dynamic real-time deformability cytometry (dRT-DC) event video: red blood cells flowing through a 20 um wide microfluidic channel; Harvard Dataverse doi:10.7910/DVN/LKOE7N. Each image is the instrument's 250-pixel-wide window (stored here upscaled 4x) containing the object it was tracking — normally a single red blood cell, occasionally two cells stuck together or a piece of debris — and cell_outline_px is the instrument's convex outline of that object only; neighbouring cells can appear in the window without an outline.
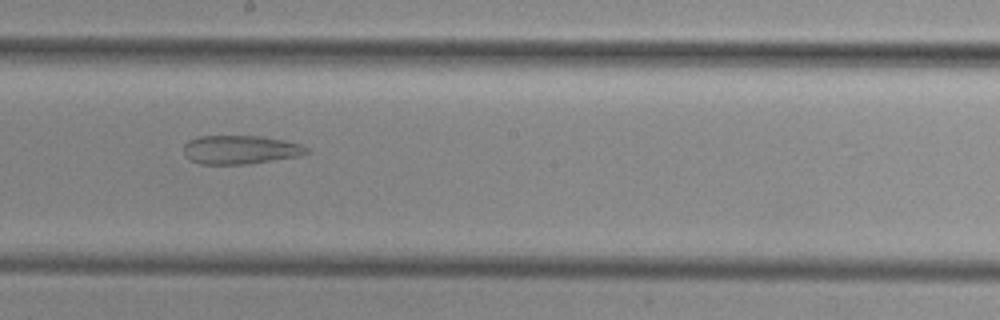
{"species": "common noctule bat (a hibernating species)", "species_latin": "Nyctalus noctula", "temperature_condition": "cold", "stored_images_in_passage": 43, "camera_frame_rate_fps": 3000, "um_per_image_px": 0.085, "animal": {"sex": "female", "body_mass_g": 29.2, "forearm_length_mm": 56.3}, "frame": {"image": 1, "passage_image": 22, "time_ms": 7.0, "image_size_px": [1000, 320], "cell_outline_px": [[308, 152], [300, 156], [248, 164], [200, 164], [184, 156], [184, 144], [188, 140], [200, 136], [260, 136], [284, 140], [300, 144], [308, 148]], "centroid_in_image_um": [20.42, 12.72], "position_along_channel_um": 227.8, "area_um2": 20.58}}
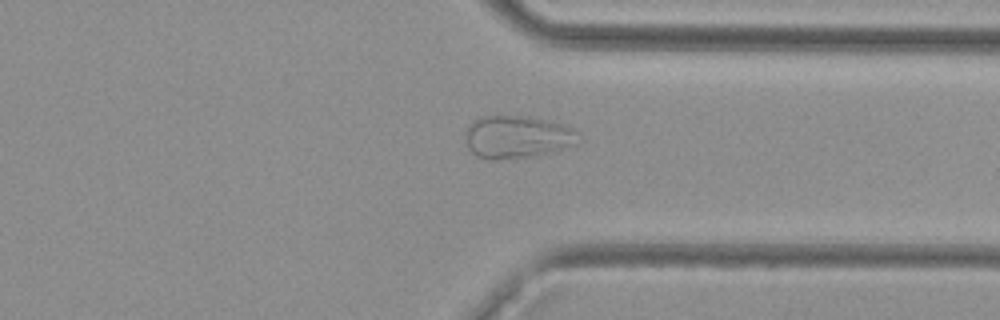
{"frame": {"image": 2, "passage_image": 32, "time_ms": 10.333, "image_size_px": [1000, 320], "cell_outline_px": [[580, 144], [536, 156], [496, 160], [492, 160], [476, 156], [468, 148], [464, 132], [468, 124], [480, 116], [500, 112], [528, 116], [552, 120], [564, 124], [572, 128], [576, 132]], "centroid_in_image_um": [43.93, 11.59], "position_along_channel_um": 367.5, "area_um2": 29.36}}
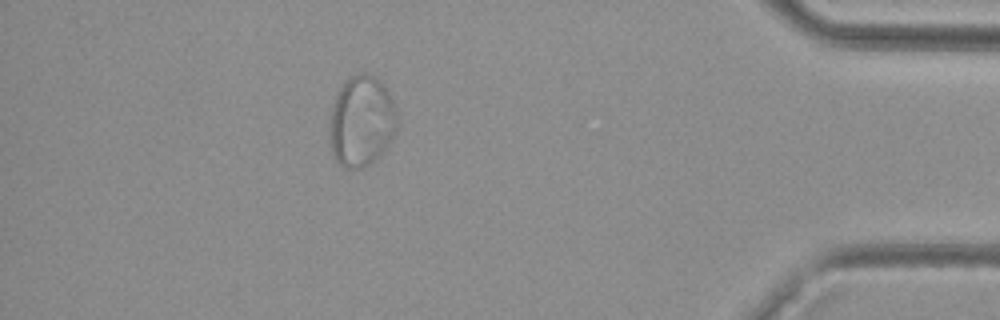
{"frame": {"image": 3, "passage_image": 38, "time_ms": 12.333, "image_size_px": [1000, 320], "cell_outline_px": [[396, 128], [388, 144], [368, 164], [360, 168], [344, 168], [336, 160], [332, 152], [328, 136], [328, 132], [332, 108], [336, 92], [340, 84], [348, 76], [360, 72], [368, 72], [380, 80], [388, 92], [392, 100], [396, 112]], "centroid_in_image_um": [30.67, 10.24], "position_along_channel_um": 404.5, "area_um2": 35.78}}